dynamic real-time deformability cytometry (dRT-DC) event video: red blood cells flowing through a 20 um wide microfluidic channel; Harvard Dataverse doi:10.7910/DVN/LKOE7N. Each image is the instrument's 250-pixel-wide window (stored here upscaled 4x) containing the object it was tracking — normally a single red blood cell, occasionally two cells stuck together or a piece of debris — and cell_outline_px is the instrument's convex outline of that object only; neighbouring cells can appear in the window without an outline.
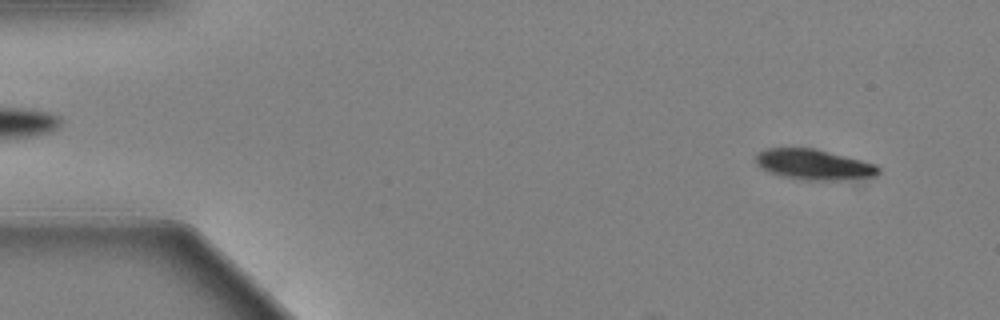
{"species": "Egyptian fruit bat (a non-hibernating species)", "species_latin": "Rousettus aegyptiacus", "temperature_condition": "warm", "stored_images_in_passage": 18, "camera_frame_rate_fps": 3000, "um_per_image_px": 0.085, "animal": {"sex": "female"}, "frame": {"image": 1, "passage_image": 5, "time_ms": 1.333, "image_size_px": [1000, 320], "cell_outline_px": [[880, 172], [876, 176], [856, 180], [804, 180], [780, 176], [768, 172], [760, 168], [756, 164], [756, 152], [764, 148], [816, 148], [876, 164], [880, 168]], "centroid_in_image_um": [69.18, 13.99], "position_along_channel_um": 15.8, "area_um2": 22.25}}
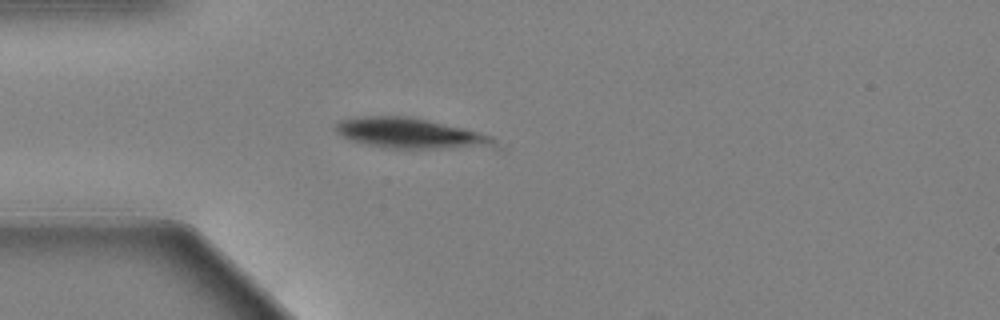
{"frame": {"image": 2, "passage_image": 17, "time_ms": 5.333, "image_size_px": [1000, 320], "cell_outline_px": [[504, 148], [384, 148], [364, 144], [348, 140], [340, 136], [332, 128], [340, 120], [368, 116], [408, 116], [464, 128], [480, 132], [492, 136]], "centroid_in_image_um": [34.94, 11.35], "position_along_channel_um": 50.1, "area_um2": 28.55}}